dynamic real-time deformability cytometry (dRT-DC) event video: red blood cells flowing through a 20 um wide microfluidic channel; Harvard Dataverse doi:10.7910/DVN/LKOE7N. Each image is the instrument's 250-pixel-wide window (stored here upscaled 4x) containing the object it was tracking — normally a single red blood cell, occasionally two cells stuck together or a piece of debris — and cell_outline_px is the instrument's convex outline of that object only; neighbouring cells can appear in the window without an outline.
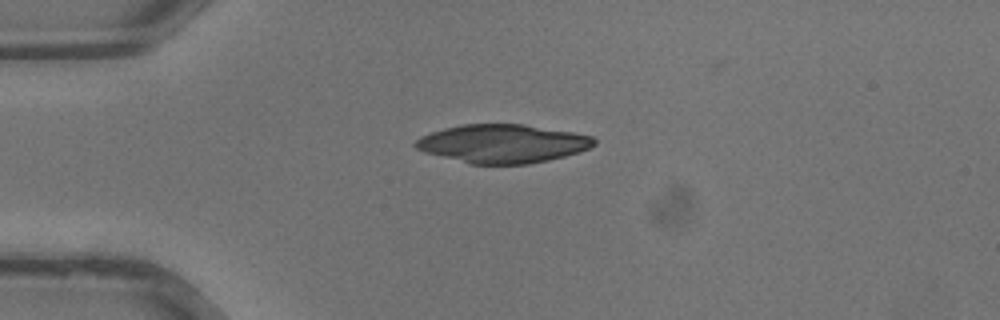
{"species": "common noctule bat (a hibernating species)", "species_latin": "Nyctalus noctula", "temperature_condition": "warm", "stored_images_in_passage": 4, "camera_frame_rate_fps": 3000, "um_per_image_px": 0.085, "animal": {"sex": "male", "body_mass_g": 13.3}, "frame": {"image": 1, "passage_image": 1, "time_ms": 0.0, "image_size_px": [1000, 320], "cell_outline_px": [[596, 144], [588, 148], [564, 156], [548, 160], [528, 164], [468, 164], [424, 152], [416, 148], [412, 144], [420, 136], [444, 128], [460, 124], [524, 124], [572, 132], [592, 136], [596, 140]], "centroid_in_image_um": [42.68, 12.21], "position_along_channel_um": 42.3, "area_um2": 40.06}}